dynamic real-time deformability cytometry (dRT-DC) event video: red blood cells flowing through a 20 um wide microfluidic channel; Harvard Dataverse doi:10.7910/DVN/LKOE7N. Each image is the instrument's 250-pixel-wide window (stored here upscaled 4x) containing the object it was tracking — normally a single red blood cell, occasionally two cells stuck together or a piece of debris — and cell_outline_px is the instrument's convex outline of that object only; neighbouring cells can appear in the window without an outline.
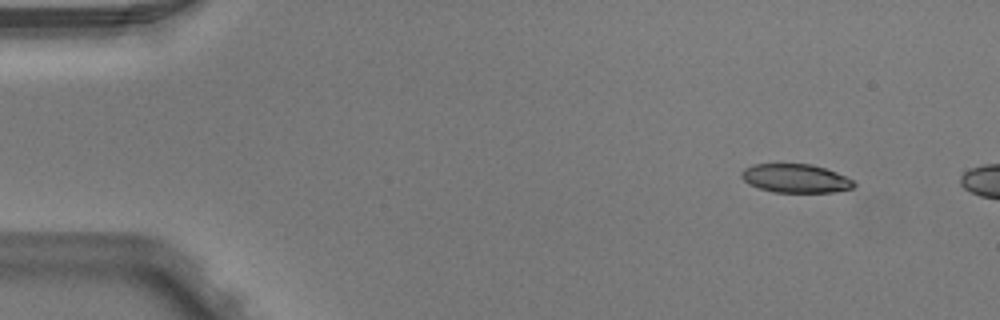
{"species": "Egyptian fruit bat (a non-hibernating species)", "species_latin": "Rousettus aegyptiacus", "temperature_condition": "warm", "stored_images_in_passage": 3, "camera_frame_rate_fps": 3000, "um_per_image_px": 0.085, "animal": {"sex": "male"}, "frame": {"image": 1, "passage_image": 1, "time_ms": 0.0, "image_size_px": [1000, 320], "cell_outline_px": [[856, 184], [852, 188], [832, 192], [772, 192], [748, 184], [740, 176], [740, 172], [744, 168], [752, 164], [812, 164], [836, 172], [852, 180]], "centroid_in_image_um": [67.58, 15.16], "position_along_channel_um": 17.4, "area_um2": 18.73}}